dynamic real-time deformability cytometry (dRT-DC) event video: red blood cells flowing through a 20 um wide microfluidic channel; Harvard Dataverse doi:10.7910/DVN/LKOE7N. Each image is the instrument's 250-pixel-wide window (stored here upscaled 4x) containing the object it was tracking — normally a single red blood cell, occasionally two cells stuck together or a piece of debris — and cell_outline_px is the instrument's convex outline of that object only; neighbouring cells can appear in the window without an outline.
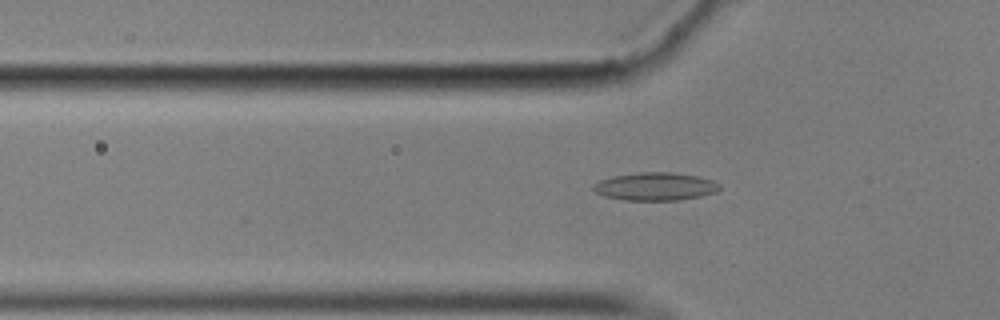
{"species": "common noctule bat (a hibernating species)", "species_latin": "Nyctalus noctula", "temperature_condition": "cold", "stored_images_in_passage": 50, "camera_frame_rate_fps": 3000, "um_per_image_px": 0.085, "animal": {"sex": "male", "body_mass_g": 17.9}, "frame": {"image": 1, "passage_image": 11, "time_ms": 3.333, "image_size_px": [1000, 320], "cell_outline_px": [[720, 188], [716, 192], [700, 196], [676, 200], [624, 200], [604, 196], [596, 192], [592, 188], [592, 184], [600, 180], [612, 176], [640, 172], [672, 172], [696, 176], [712, 180], [720, 184]], "centroid_in_image_um": [55.67, 15.85], "position_along_channel_um": 70.1, "area_um2": 20.52}}
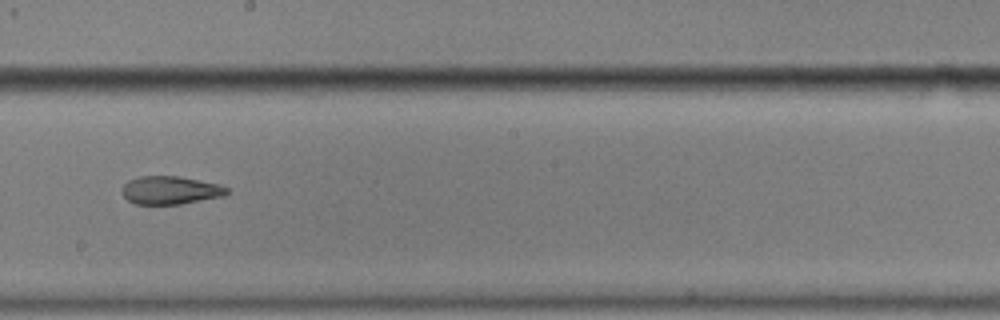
{"frame": {"image": 2, "passage_image": 25, "time_ms": 8.0, "image_size_px": [1000, 320], "cell_outline_px": [[232, 192], [224, 196], [180, 204], [136, 204], [128, 200], [120, 192], [120, 188], [128, 180], [140, 176], [180, 176], [220, 184], [228, 188]], "centroid_in_image_um": [14.49, 16.16], "position_along_channel_um": 233.7, "area_um2": 17.46}}
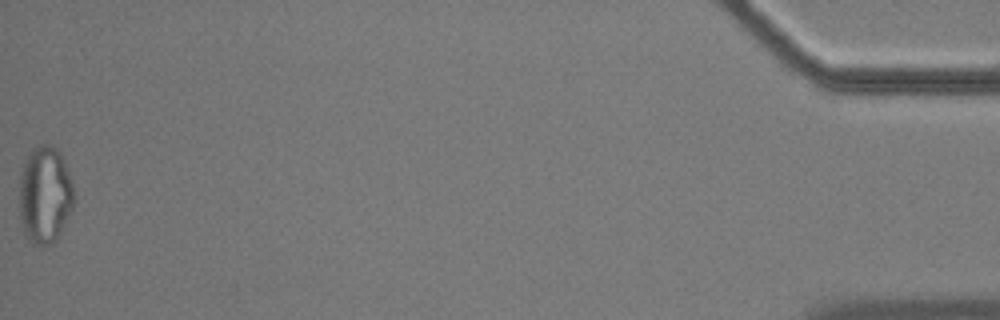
{"frame": {"image": 3, "passage_image": 50, "time_ms": 16.333, "image_size_px": [1000, 320], "cell_outline_px": [[76, 200], [56, 240], [52, 244], [32, 244], [28, 240], [24, 232], [20, 216], [20, 172], [24, 160], [28, 152], [32, 148], [40, 144], [48, 144], [56, 148], [60, 152], [64, 160], [76, 192]], "centroid_in_image_um": [3.83, 16.52], "position_along_channel_um": 431.4, "area_um2": 31.39}, "authors_computed_cell_mechanics": {"area_um2": 18.3804, "velocity_mm_per_s": 3.5005, "shape_relaxation_time_tau1_ms": null, "shape_relaxation_time_tau2_ms": 3.942, "deformation_change_tau1": null, "deformation_change_tau2": 0.1146}}